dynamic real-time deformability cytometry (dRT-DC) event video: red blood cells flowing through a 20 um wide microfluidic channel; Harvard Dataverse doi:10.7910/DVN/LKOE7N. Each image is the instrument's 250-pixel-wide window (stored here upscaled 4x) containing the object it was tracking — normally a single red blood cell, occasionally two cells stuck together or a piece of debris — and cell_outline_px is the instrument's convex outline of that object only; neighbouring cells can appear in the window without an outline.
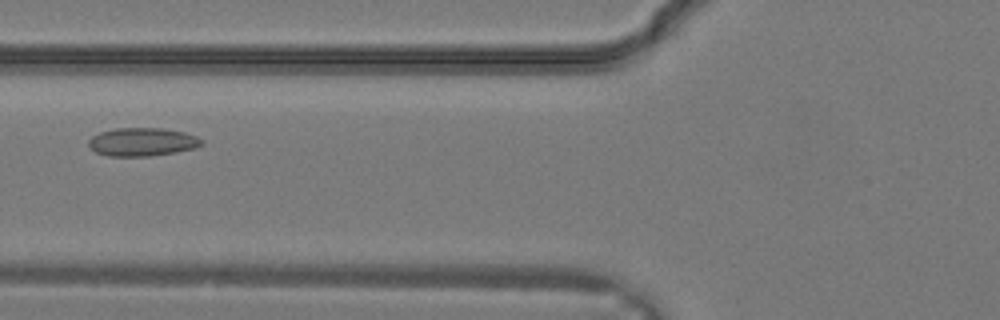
{"species": "common noctule bat (a hibernating species)", "species_latin": "Nyctalus noctula", "temperature_condition": "warm", "stored_images_in_passage": 31, "camera_frame_rate_fps": 3000, "um_per_image_px": 0.085, "animal": {"sex": "male", "body_mass_g": 19.2, "forearm_length_mm": 51.8}, "frame": {"image": 1, "passage_image": 12, "time_ms": 3.667, "image_size_px": [1000, 320], "cell_outline_px": [[204, 144], [196, 148], [176, 152], [148, 156], [108, 156], [96, 152], [88, 148], [88, 140], [92, 136], [100, 132], [116, 128], [160, 128], [184, 132], [196, 136], [204, 140]], "centroid_in_image_um": [12.09, 12.06], "position_along_channel_um": 113.7, "area_um2": 18.79}}
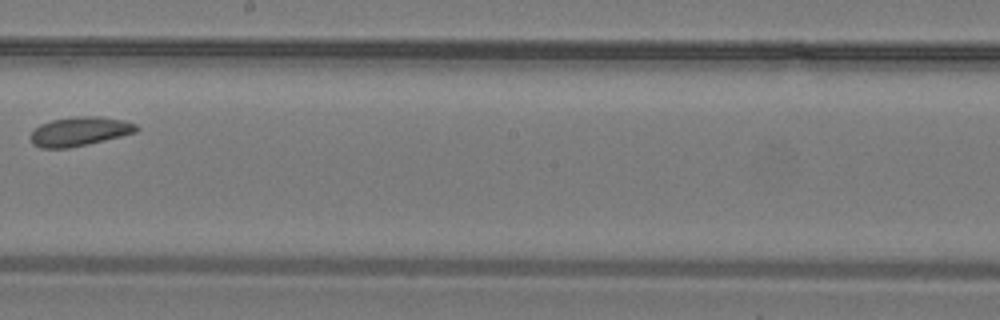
{"frame": {"image": 2, "passage_image": 18, "time_ms": 5.667, "image_size_px": [1000, 320], "cell_outline_px": [[140, 128], [136, 132], [88, 144], [68, 148], [40, 148], [32, 144], [32, 132], [40, 124], [52, 120], [76, 116], [100, 116], [124, 120], [136, 124]], "centroid_in_image_um": [6.79, 11.16], "position_along_channel_um": 241.4, "area_um2": 17.86}}
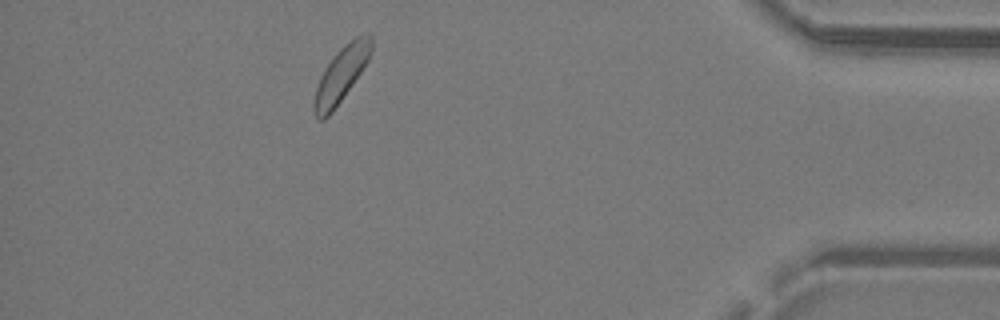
{"frame": {"image": 3, "passage_image": 28, "time_ms": 9.0, "image_size_px": [1000, 320], "cell_outline_px": [[372, 52], [368, 60], [352, 84], [332, 112], [324, 120], [316, 120], [312, 112], [312, 104], [316, 88], [320, 76], [324, 68], [336, 52], [344, 44], [356, 36], [368, 32], [372, 36]], "centroid_in_image_um": [28.96, 6.34], "position_along_channel_um": 406.2, "area_um2": 18.5}}